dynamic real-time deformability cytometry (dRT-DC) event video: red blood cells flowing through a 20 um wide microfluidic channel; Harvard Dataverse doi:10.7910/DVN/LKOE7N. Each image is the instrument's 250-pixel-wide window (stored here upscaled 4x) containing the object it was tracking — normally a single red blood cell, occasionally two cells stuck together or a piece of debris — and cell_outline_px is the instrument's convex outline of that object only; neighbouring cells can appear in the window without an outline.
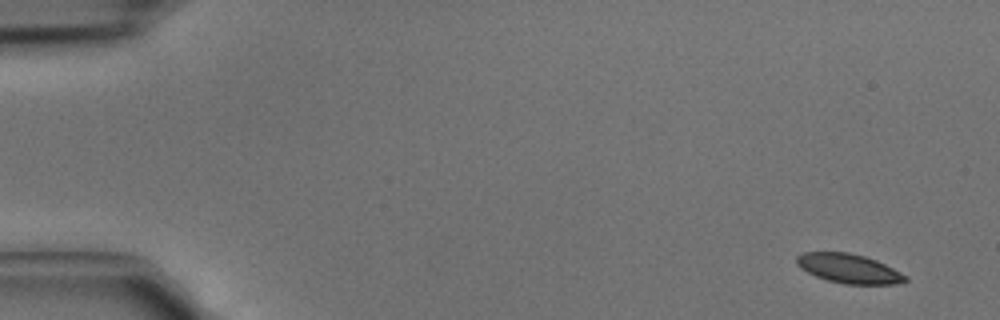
{"species": "common noctule bat (a hibernating species)", "species_latin": "Nyctalus noctula", "temperature_condition": "cold", "stored_images_in_passage": 5, "camera_frame_rate_fps": 3000, "um_per_image_px": 0.085, "animal": {"sex": "male", "body_mass_g": 15.6}, "frame": {"image": 1, "passage_image": 1, "time_ms": 0.0, "image_size_px": [1000, 320], "cell_outline_px": [[908, 280], [896, 284], [844, 284], [828, 280], [816, 276], [800, 268], [796, 264], [796, 256], [804, 252], [848, 252], [864, 256], [876, 260], [908, 276]], "centroid_in_image_um": [72.14, 22.82], "position_along_channel_um": 12.9, "area_um2": 18.5}}
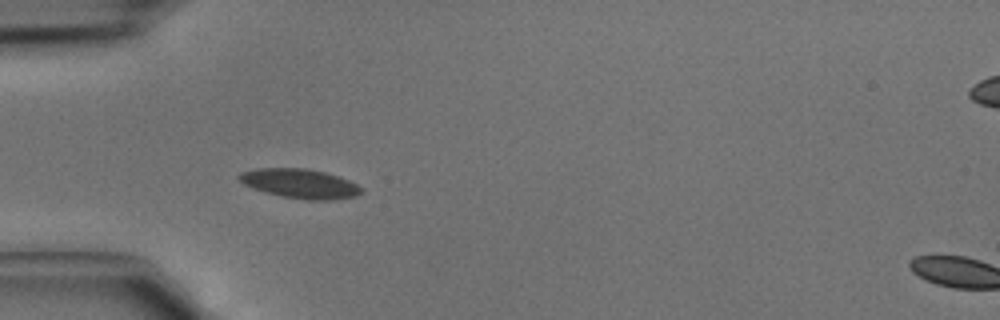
{"frame": {"image": 2, "passage_image": 4, "time_ms": 1.0, "image_size_px": [1000, 320], "cell_outline_px": [[364, 192], [356, 196], [328, 200], [308, 200], [280, 196], [264, 192], [252, 188], [244, 184], [236, 176], [240, 172], [256, 168], [304, 168], [324, 172], [348, 180], [364, 188]], "centroid_in_image_um": [25.48, 15.61], "position_along_channel_um": 59.5, "area_um2": 20.98}}